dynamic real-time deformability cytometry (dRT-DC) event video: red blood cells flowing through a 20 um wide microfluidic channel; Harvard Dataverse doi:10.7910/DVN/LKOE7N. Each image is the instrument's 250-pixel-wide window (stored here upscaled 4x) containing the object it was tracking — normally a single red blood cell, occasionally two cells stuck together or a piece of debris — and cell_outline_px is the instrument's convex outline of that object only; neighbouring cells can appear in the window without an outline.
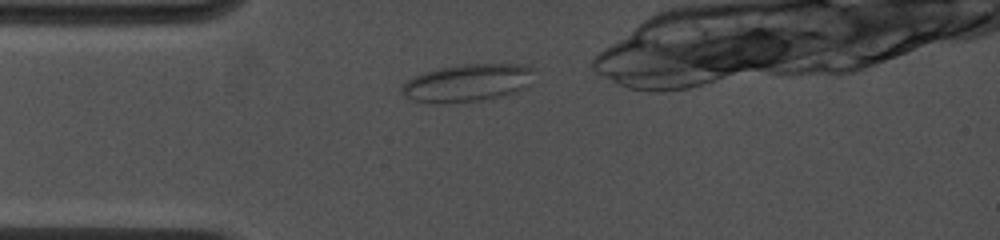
{"species": "common noctule bat (a hibernating species)", "species_latin": "Nyctalus noctula", "temperature_condition": "cold", "stored_images_in_passage": 3, "camera_frame_rate_fps": 4500, "um_per_image_px": 0.085, "animal": {"sex": "female", "body_mass_g": 19.0, "forearm_length_mm": 53.3}, "frame": {"image": 1, "passage_image": 1, "time_ms": 0.0, "image_size_px": [1000, 240], "cell_outline_px": [[532, 72], [528, 84], [516, 92], [500, 96], [480, 100], [444, 104], [412, 100], [404, 96], [400, 92], [400, 84], [424, 72], [440, 68], [464, 64], [520, 64], [532, 68]], "centroid_in_image_um": [39.66, 7.05], "position_along_channel_um": 45.3, "area_um2": 28.73}}
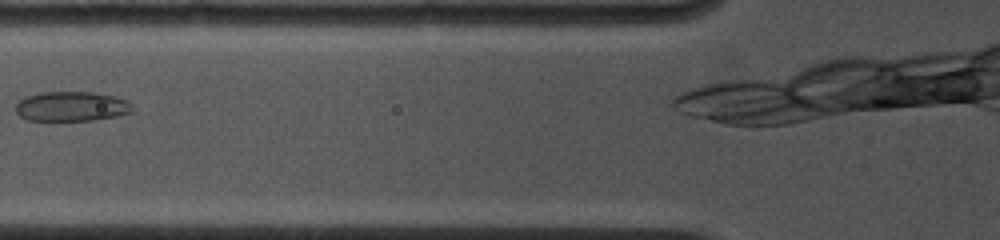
{"frame": {"image": 2, "passage_image": 3, "time_ms": 2.222, "image_size_px": [1000, 240], "cell_outline_px": [[136, 112], [116, 116], [92, 120], [28, 120], [20, 116], [16, 112], [16, 104], [20, 100], [28, 96], [40, 92], [92, 92], [116, 96], [128, 100], [136, 108]], "centroid_in_image_um": [6.16, 9.04], "position_along_channel_um": 119.6, "area_um2": 20.4}}